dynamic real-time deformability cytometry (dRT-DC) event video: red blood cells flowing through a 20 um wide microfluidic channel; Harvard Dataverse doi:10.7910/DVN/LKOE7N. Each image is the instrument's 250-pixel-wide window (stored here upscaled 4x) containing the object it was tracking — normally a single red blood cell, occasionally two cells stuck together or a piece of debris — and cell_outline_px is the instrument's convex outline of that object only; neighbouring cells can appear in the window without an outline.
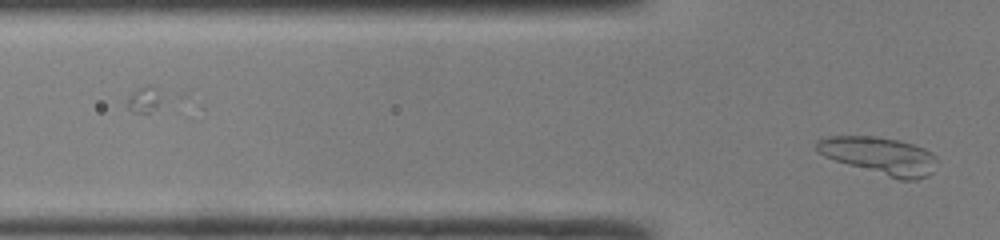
{"species": "common noctule bat (a hibernating species)", "species_latin": "Nyctalus noctula", "temperature_condition": "room temperature", "stored_images_in_passage": 15, "segment_of_instrument_passage": [2, 2], "camera_frame_rate_fps": 3000, "um_per_image_px": 0.085, "animal": {"sex": "male", "body_mass_g": 19.0, "forearm_length_mm": 50.8}, "frame": {"image": 1, "passage_image": 15, "time_ms": 4.667, "image_size_px": [1000, 240], "cell_outline_px": [[936, 160], [932, 172], [928, 176], [916, 180], [900, 180], [848, 164], [824, 156], [816, 148], [816, 140], [828, 136], [876, 136], [896, 140], [912, 144], [924, 148], [932, 152], [936, 156]], "centroid_in_image_um": [74.79, 13.23], "position_along_channel_um": 51.0, "area_um2": 25.95}}